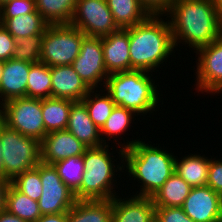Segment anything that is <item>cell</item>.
Instances as JSON below:
<instances>
[{"instance_id": "cell-1", "label": "cell", "mask_w": 222, "mask_h": 222, "mask_svg": "<svg viewBox=\"0 0 222 222\" xmlns=\"http://www.w3.org/2000/svg\"><path fill=\"white\" fill-rule=\"evenodd\" d=\"M164 16L171 18L175 48L183 40L197 50L222 36V19L212 0H177Z\"/></svg>"}, {"instance_id": "cell-2", "label": "cell", "mask_w": 222, "mask_h": 222, "mask_svg": "<svg viewBox=\"0 0 222 222\" xmlns=\"http://www.w3.org/2000/svg\"><path fill=\"white\" fill-rule=\"evenodd\" d=\"M119 146H121L119 157H121V163H124L121 166L118 164V170H124L126 166L128 175L142 184L136 196L152 197L175 171L176 156L164 148L149 145L142 139H132L129 142L127 140L125 145Z\"/></svg>"}, {"instance_id": "cell-3", "label": "cell", "mask_w": 222, "mask_h": 222, "mask_svg": "<svg viewBox=\"0 0 222 222\" xmlns=\"http://www.w3.org/2000/svg\"><path fill=\"white\" fill-rule=\"evenodd\" d=\"M150 15L145 21L128 27L131 70L155 72L174 51L169 20Z\"/></svg>"}, {"instance_id": "cell-4", "label": "cell", "mask_w": 222, "mask_h": 222, "mask_svg": "<svg viewBox=\"0 0 222 222\" xmlns=\"http://www.w3.org/2000/svg\"><path fill=\"white\" fill-rule=\"evenodd\" d=\"M147 73L143 70L111 73L104 92L110 94L115 105L125 107L137 116L152 113L160 105V98L155 81Z\"/></svg>"}, {"instance_id": "cell-5", "label": "cell", "mask_w": 222, "mask_h": 222, "mask_svg": "<svg viewBox=\"0 0 222 222\" xmlns=\"http://www.w3.org/2000/svg\"><path fill=\"white\" fill-rule=\"evenodd\" d=\"M109 145L87 148L84 153V172L76 200H110L118 196L113 184L118 171L112 161ZM114 178V179H113Z\"/></svg>"}, {"instance_id": "cell-6", "label": "cell", "mask_w": 222, "mask_h": 222, "mask_svg": "<svg viewBox=\"0 0 222 222\" xmlns=\"http://www.w3.org/2000/svg\"><path fill=\"white\" fill-rule=\"evenodd\" d=\"M0 142L5 180L10 182L41 162V142L9 128L0 120Z\"/></svg>"}, {"instance_id": "cell-7", "label": "cell", "mask_w": 222, "mask_h": 222, "mask_svg": "<svg viewBox=\"0 0 222 222\" xmlns=\"http://www.w3.org/2000/svg\"><path fill=\"white\" fill-rule=\"evenodd\" d=\"M85 36L71 24L49 25L42 40L40 62L49 67L71 65Z\"/></svg>"}, {"instance_id": "cell-8", "label": "cell", "mask_w": 222, "mask_h": 222, "mask_svg": "<svg viewBox=\"0 0 222 222\" xmlns=\"http://www.w3.org/2000/svg\"><path fill=\"white\" fill-rule=\"evenodd\" d=\"M0 120L9 128L40 142L46 135L42 99L21 97L9 100L0 106Z\"/></svg>"}, {"instance_id": "cell-9", "label": "cell", "mask_w": 222, "mask_h": 222, "mask_svg": "<svg viewBox=\"0 0 222 222\" xmlns=\"http://www.w3.org/2000/svg\"><path fill=\"white\" fill-rule=\"evenodd\" d=\"M70 24L80 29L86 36L100 38L120 29L106 0H78Z\"/></svg>"}, {"instance_id": "cell-10", "label": "cell", "mask_w": 222, "mask_h": 222, "mask_svg": "<svg viewBox=\"0 0 222 222\" xmlns=\"http://www.w3.org/2000/svg\"><path fill=\"white\" fill-rule=\"evenodd\" d=\"M42 194L38 200L40 213L68 212L75 204L74 193L64 184L53 164L39 163Z\"/></svg>"}, {"instance_id": "cell-11", "label": "cell", "mask_w": 222, "mask_h": 222, "mask_svg": "<svg viewBox=\"0 0 222 222\" xmlns=\"http://www.w3.org/2000/svg\"><path fill=\"white\" fill-rule=\"evenodd\" d=\"M71 65L90 89L102 86L101 82L105 87L109 74L104 64L102 38L85 36L81 42L80 53Z\"/></svg>"}, {"instance_id": "cell-12", "label": "cell", "mask_w": 222, "mask_h": 222, "mask_svg": "<svg viewBox=\"0 0 222 222\" xmlns=\"http://www.w3.org/2000/svg\"><path fill=\"white\" fill-rule=\"evenodd\" d=\"M198 56L197 83L198 92L219 94L222 92V36L195 52Z\"/></svg>"}, {"instance_id": "cell-13", "label": "cell", "mask_w": 222, "mask_h": 222, "mask_svg": "<svg viewBox=\"0 0 222 222\" xmlns=\"http://www.w3.org/2000/svg\"><path fill=\"white\" fill-rule=\"evenodd\" d=\"M222 196L208 185L193 187L182 209L194 222H222Z\"/></svg>"}, {"instance_id": "cell-14", "label": "cell", "mask_w": 222, "mask_h": 222, "mask_svg": "<svg viewBox=\"0 0 222 222\" xmlns=\"http://www.w3.org/2000/svg\"><path fill=\"white\" fill-rule=\"evenodd\" d=\"M87 148L67 129L50 132L41 141V162L54 164L68 157L81 156Z\"/></svg>"}, {"instance_id": "cell-15", "label": "cell", "mask_w": 222, "mask_h": 222, "mask_svg": "<svg viewBox=\"0 0 222 222\" xmlns=\"http://www.w3.org/2000/svg\"><path fill=\"white\" fill-rule=\"evenodd\" d=\"M132 196L126 199L116 196L112 199L111 222H155L152 198Z\"/></svg>"}, {"instance_id": "cell-16", "label": "cell", "mask_w": 222, "mask_h": 222, "mask_svg": "<svg viewBox=\"0 0 222 222\" xmlns=\"http://www.w3.org/2000/svg\"><path fill=\"white\" fill-rule=\"evenodd\" d=\"M102 50L108 74L131 71L128 28L102 37Z\"/></svg>"}, {"instance_id": "cell-17", "label": "cell", "mask_w": 222, "mask_h": 222, "mask_svg": "<svg viewBox=\"0 0 222 222\" xmlns=\"http://www.w3.org/2000/svg\"><path fill=\"white\" fill-rule=\"evenodd\" d=\"M51 97L82 101L91 90L75 72L72 65L50 67Z\"/></svg>"}, {"instance_id": "cell-18", "label": "cell", "mask_w": 222, "mask_h": 222, "mask_svg": "<svg viewBox=\"0 0 222 222\" xmlns=\"http://www.w3.org/2000/svg\"><path fill=\"white\" fill-rule=\"evenodd\" d=\"M29 71L30 62L14 59L4 61L0 80V106L11 99L26 97Z\"/></svg>"}, {"instance_id": "cell-19", "label": "cell", "mask_w": 222, "mask_h": 222, "mask_svg": "<svg viewBox=\"0 0 222 222\" xmlns=\"http://www.w3.org/2000/svg\"><path fill=\"white\" fill-rule=\"evenodd\" d=\"M67 130L88 148L104 145L100 129L89 117L88 110L82 101H75L72 104Z\"/></svg>"}, {"instance_id": "cell-20", "label": "cell", "mask_w": 222, "mask_h": 222, "mask_svg": "<svg viewBox=\"0 0 222 222\" xmlns=\"http://www.w3.org/2000/svg\"><path fill=\"white\" fill-rule=\"evenodd\" d=\"M112 199L76 200L68 211V222H111Z\"/></svg>"}, {"instance_id": "cell-21", "label": "cell", "mask_w": 222, "mask_h": 222, "mask_svg": "<svg viewBox=\"0 0 222 222\" xmlns=\"http://www.w3.org/2000/svg\"><path fill=\"white\" fill-rule=\"evenodd\" d=\"M191 186L175 171L151 197L155 207H182Z\"/></svg>"}, {"instance_id": "cell-22", "label": "cell", "mask_w": 222, "mask_h": 222, "mask_svg": "<svg viewBox=\"0 0 222 222\" xmlns=\"http://www.w3.org/2000/svg\"><path fill=\"white\" fill-rule=\"evenodd\" d=\"M199 154H190L179 159L175 158V172L183 178L192 188L206 186L210 159Z\"/></svg>"}, {"instance_id": "cell-23", "label": "cell", "mask_w": 222, "mask_h": 222, "mask_svg": "<svg viewBox=\"0 0 222 222\" xmlns=\"http://www.w3.org/2000/svg\"><path fill=\"white\" fill-rule=\"evenodd\" d=\"M74 102L55 97L42 99V115L46 134L67 129L69 112Z\"/></svg>"}, {"instance_id": "cell-24", "label": "cell", "mask_w": 222, "mask_h": 222, "mask_svg": "<svg viewBox=\"0 0 222 222\" xmlns=\"http://www.w3.org/2000/svg\"><path fill=\"white\" fill-rule=\"evenodd\" d=\"M114 21L121 29L132 27L145 21L150 15L139 0H106Z\"/></svg>"}, {"instance_id": "cell-25", "label": "cell", "mask_w": 222, "mask_h": 222, "mask_svg": "<svg viewBox=\"0 0 222 222\" xmlns=\"http://www.w3.org/2000/svg\"><path fill=\"white\" fill-rule=\"evenodd\" d=\"M0 24L15 39L45 33L49 26L36 10L25 15H18L15 18H0Z\"/></svg>"}, {"instance_id": "cell-26", "label": "cell", "mask_w": 222, "mask_h": 222, "mask_svg": "<svg viewBox=\"0 0 222 222\" xmlns=\"http://www.w3.org/2000/svg\"><path fill=\"white\" fill-rule=\"evenodd\" d=\"M78 0H35L36 11L49 25L70 24Z\"/></svg>"}, {"instance_id": "cell-27", "label": "cell", "mask_w": 222, "mask_h": 222, "mask_svg": "<svg viewBox=\"0 0 222 222\" xmlns=\"http://www.w3.org/2000/svg\"><path fill=\"white\" fill-rule=\"evenodd\" d=\"M5 209L27 222H35L42 215L38 201L21 193L11 183L5 195Z\"/></svg>"}, {"instance_id": "cell-28", "label": "cell", "mask_w": 222, "mask_h": 222, "mask_svg": "<svg viewBox=\"0 0 222 222\" xmlns=\"http://www.w3.org/2000/svg\"><path fill=\"white\" fill-rule=\"evenodd\" d=\"M26 97L46 99L51 97L52 78L50 67L45 63H30Z\"/></svg>"}, {"instance_id": "cell-29", "label": "cell", "mask_w": 222, "mask_h": 222, "mask_svg": "<svg viewBox=\"0 0 222 222\" xmlns=\"http://www.w3.org/2000/svg\"><path fill=\"white\" fill-rule=\"evenodd\" d=\"M53 165L64 184L75 194L83 180L84 154L59 160Z\"/></svg>"}, {"instance_id": "cell-30", "label": "cell", "mask_w": 222, "mask_h": 222, "mask_svg": "<svg viewBox=\"0 0 222 222\" xmlns=\"http://www.w3.org/2000/svg\"><path fill=\"white\" fill-rule=\"evenodd\" d=\"M100 95L104 94L95 93V89H91L82 100L88 110L89 117L99 129L105 124L115 107L108 92L104 96Z\"/></svg>"}, {"instance_id": "cell-31", "label": "cell", "mask_w": 222, "mask_h": 222, "mask_svg": "<svg viewBox=\"0 0 222 222\" xmlns=\"http://www.w3.org/2000/svg\"><path fill=\"white\" fill-rule=\"evenodd\" d=\"M135 113L125 107L115 105L111 115L106 120L105 124L100 128V136L103 141V144H107L105 138L109 140L112 136L122 135L123 132H126L132 119L136 116ZM122 133V134H121ZM103 134L105 137H103Z\"/></svg>"}, {"instance_id": "cell-32", "label": "cell", "mask_w": 222, "mask_h": 222, "mask_svg": "<svg viewBox=\"0 0 222 222\" xmlns=\"http://www.w3.org/2000/svg\"><path fill=\"white\" fill-rule=\"evenodd\" d=\"M44 33L15 39V48L12 59L39 63L41 57L42 40Z\"/></svg>"}, {"instance_id": "cell-33", "label": "cell", "mask_w": 222, "mask_h": 222, "mask_svg": "<svg viewBox=\"0 0 222 222\" xmlns=\"http://www.w3.org/2000/svg\"><path fill=\"white\" fill-rule=\"evenodd\" d=\"M10 183L21 193L38 201L42 194L39 164L35 168L17 175Z\"/></svg>"}, {"instance_id": "cell-34", "label": "cell", "mask_w": 222, "mask_h": 222, "mask_svg": "<svg viewBox=\"0 0 222 222\" xmlns=\"http://www.w3.org/2000/svg\"><path fill=\"white\" fill-rule=\"evenodd\" d=\"M35 10V0H11L0 7V18H15Z\"/></svg>"}, {"instance_id": "cell-35", "label": "cell", "mask_w": 222, "mask_h": 222, "mask_svg": "<svg viewBox=\"0 0 222 222\" xmlns=\"http://www.w3.org/2000/svg\"><path fill=\"white\" fill-rule=\"evenodd\" d=\"M155 222H194L181 207H155Z\"/></svg>"}, {"instance_id": "cell-36", "label": "cell", "mask_w": 222, "mask_h": 222, "mask_svg": "<svg viewBox=\"0 0 222 222\" xmlns=\"http://www.w3.org/2000/svg\"><path fill=\"white\" fill-rule=\"evenodd\" d=\"M207 185L222 196V160L210 158Z\"/></svg>"}, {"instance_id": "cell-37", "label": "cell", "mask_w": 222, "mask_h": 222, "mask_svg": "<svg viewBox=\"0 0 222 222\" xmlns=\"http://www.w3.org/2000/svg\"><path fill=\"white\" fill-rule=\"evenodd\" d=\"M177 0H139L149 15L163 16L168 13Z\"/></svg>"}, {"instance_id": "cell-38", "label": "cell", "mask_w": 222, "mask_h": 222, "mask_svg": "<svg viewBox=\"0 0 222 222\" xmlns=\"http://www.w3.org/2000/svg\"><path fill=\"white\" fill-rule=\"evenodd\" d=\"M15 45V38L0 24V60L12 59Z\"/></svg>"}, {"instance_id": "cell-39", "label": "cell", "mask_w": 222, "mask_h": 222, "mask_svg": "<svg viewBox=\"0 0 222 222\" xmlns=\"http://www.w3.org/2000/svg\"><path fill=\"white\" fill-rule=\"evenodd\" d=\"M35 222H68V212L41 215Z\"/></svg>"}, {"instance_id": "cell-40", "label": "cell", "mask_w": 222, "mask_h": 222, "mask_svg": "<svg viewBox=\"0 0 222 222\" xmlns=\"http://www.w3.org/2000/svg\"><path fill=\"white\" fill-rule=\"evenodd\" d=\"M9 184V180L0 178V212L5 209V195Z\"/></svg>"}, {"instance_id": "cell-41", "label": "cell", "mask_w": 222, "mask_h": 222, "mask_svg": "<svg viewBox=\"0 0 222 222\" xmlns=\"http://www.w3.org/2000/svg\"><path fill=\"white\" fill-rule=\"evenodd\" d=\"M0 222H27V221L11 214L6 209H4L0 212Z\"/></svg>"}, {"instance_id": "cell-42", "label": "cell", "mask_w": 222, "mask_h": 222, "mask_svg": "<svg viewBox=\"0 0 222 222\" xmlns=\"http://www.w3.org/2000/svg\"><path fill=\"white\" fill-rule=\"evenodd\" d=\"M0 178L5 179L4 161L2 156V148L0 142Z\"/></svg>"}, {"instance_id": "cell-43", "label": "cell", "mask_w": 222, "mask_h": 222, "mask_svg": "<svg viewBox=\"0 0 222 222\" xmlns=\"http://www.w3.org/2000/svg\"><path fill=\"white\" fill-rule=\"evenodd\" d=\"M212 2L218 11L219 17L222 19V0H212Z\"/></svg>"}, {"instance_id": "cell-44", "label": "cell", "mask_w": 222, "mask_h": 222, "mask_svg": "<svg viewBox=\"0 0 222 222\" xmlns=\"http://www.w3.org/2000/svg\"><path fill=\"white\" fill-rule=\"evenodd\" d=\"M3 69H4V61L0 60V80L3 75Z\"/></svg>"}, {"instance_id": "cell-45", "label": "cell", "mask_w": 222, "mask_h": 222, "mask_svg": "<svg viewBox=\"0 0 222 222\" xmlns=\"http://www.w3.org/2000/svg\"><path fill=\"white\" fill-rule=\"evenodd\" d=\"M11 0H0V7H2L5 3L9 2Z\"/></svg>"}]
</instances>
